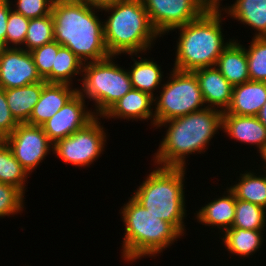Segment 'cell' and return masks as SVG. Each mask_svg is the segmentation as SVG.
Here are the masks:
<instances>
[{"mask_svg":"<svg viewBox=\"0 0 266 266\" xmlns=\"http://www.w3.org/2000/svg\"><path fill=\"white\" fill-rule=\"evenodd\" d=\"M83 65L84 63L70 49L60 46L52 71L43 80L47 83H64L74 86L73 80L75 81L77 76H80V79L76 81L81 82Z\"/></svg>","mask_w":266,"mask_h":266,"instance_id":"484cf974","label":"cell"},{"mask_svg":"<svg viewBox=\"0 0 266 266\" xmlns=\"http://www.w3.org/2000/svg\"><path fill=\"white\" fill-rule=\"evenodd\" d=\"M259 156L261 157L260 158V160L262 161L261 163H262V165L260 166L261 167V169H260V167H259V169L258 170H265L266 169V146L265 147H263L262 149H261V151L259 152ZM263 162H264V164H263ZM263 167V168H262Z\"/></svg>","mask_w":266,"mask_h":266,"instance_id":"f35d334b","label":"cell"},{"mask_svg":"<svg viewBox=\"0 0 266 266\" xmlns=\"http://www.w3.org/2000/svg\"><path fill=\"white\" fill-rule=\"evenodd\" d=\"M86 102L76 92L54 116L41 125L53 144L84 128L96 117Z\"/></svg>","mask_w":266,"mask_h":266,"instance_id":"7c38bea8","label":"cell"},{"mask_svg":"<svg viewBox=\"0 0 266 266\" xmlns=\"http://www.w3.org/2000/svg\"><path fill=\"white\" fill-rule=\"evenodd\" d=\"M266 230H248L243 228H229L218 237L228 254L239 256L238 258H249L254 256L262 248ZM264 237V238H263Z\"/></svg>","mask_w":266,"mask_h":266,"instance_id":"603a6c76","label":"cell"},{"mask_svg":"<svg viewBox=\"0 0 266 266\" xmlns=\"http://www.w3.org/2000/svg\"><path fill=\"white\" fill-rule=\"evenodd\" d=\"M229 5H218L228 15L225 14L226 18L237 20L253 29V37H266V0H234Z\"/></svg>","mask_w":266,"mask_h":266,"instance_id":"d6986e66","label":"cell"},{"mask_svg":"<svg viewBox=\"0 0 266 266\" xmlns=\"http://www.w3.org/2000/svg\"><path fill=\"white\" fill-rule=\"evenodd\" d=\"M11 7L10 0H0V49L6 48V28Z\"/></svg>","mask_w":266,"mask_h":266,"instance_id":"d590c367","label":"cell"},{"mask_svg":"<svg viewBox=\"0 0 266 266\" xmlns=\"http://www.w3.org/2000/svg\"><path fill=\"white\" fill-rule=\"evenodd\" d=\"M132 197L145 209L186 235L185 174L187 168L153 165ZM185 234V235H184Z\"/></svg>","mask_w":266,"mask_h":266,"instance_id":"8992f818","label":"cell"},{"mask_svg":"<svg viewBox=\"0 0 266 266\" xmlns=\"http://www.w3.org/2000/svg\"><path fill=\"white\" fill-rule=\"evenodd\" d=\"M41 81L31 52L14 47L0 49V88H18Z\"/></svg>","mask_w":266,"mask_h":266,"instance_id":"4fadbf2b","label":"cell"},{"mask_svg":"<svg viewBox=\"0 0 266 266\" xmlns=\"http://www.w3.org/2000/svg\"><path fill=\"white\" fill-rule=\"evenodd\" d=\"M104 43L110 55L149 53L160 37L142 0H118L101 6Z\"/></svg>","mask_w":266,"mask_h":266,"instance_id":"277c9868","label":"cell"},{"mask_svg":"<svg viewBox=\"0 0 266 266\" xmlns=\"http://www.w3.org/2000/svg\"><path fill=\"white\" fill-rule=\"evenodd\" d=\"M128 56L131 57L133 62V65H131L128 70L132 88L146 92L152 97H155V94L158 93V90L165 81L163 79L164 72L161 66L157 64L154 58H146L144 55L142 56V53L128 54ZM155 90L157 92H155Z\"/></svg>","mask_w":266,"mask_h":266,"instance_id":"44dd1931","label":"cell"},{"mask_svg":"<svg viewBox=\"0 0 266 266\" xmlns=\"http://www.w3.org/2000/svg\"><path fill=\"white\" fill-rule=\"evenodd\" d=\"M54 1L55 0H10V4L12 10L15 12L20 13L26 18L34 19L50 15Z\"/></svg>","mask_w":266,"mask_h":266,"instance_id":"836d02e7","label":"cell"},{"mask_svg":"<svg viewBox=\"0 0 266 266\" xmlns=\"http://www.w3.org/2000/svg\"><path fill=\"white\" fill-rule=\"evenodd\" d=\"M142 2L152 26L160 37L196 20L211 7L207 0H142Z\"/></svg>","mask_w":266,"mask_h":266,"instance_id":"30bf717a","label":"cell"},{"mask_svg":"<svg viewBox=\"0 0 266 266\" xmlns=\"http://www.w3.org/2000/svg\"><path fill=\"white\" fill-rule=\"evenodd\" d=\"M229 183L226 188H224V193L207 201V204L202 205L198 211L194 212V219H196L199 224L205 226H212L213 229H218L217 236L219 237L229 228H232V224L235 218V205L236 197L234 193L228 188ZM221 233V234H220Z\"/></svg>","mask_w":266,"mask_h":266,"instance_id":"9a60e30c","label":"cell"},{"mask_svg":"<svg viewBox=\"0 0 266 266\" xmlns=\"http://www.w3.org/2000/svg\"><path fill=\"white\" fill-rule=\"evenodd\" d=\"M257 118L266 127V102L263 104V107L261 108V110L257 114Z\"/></svg>","mask_w":266,"mask_h":266,"instance_id":"8d00e7d4","label":"cell"},{"mask_svg":"<svg viewBox=\"0 0 266 266\" xmlns=\"http://www.w3.org/2000/svg\"><path fill=\"white\" fill-rule=\"evenodd\" d=\"M30 175L15 159L5 140H0V182L10 184L26 193V183Z\"/></svg>","mask_w":266,"mask_h":266,"instance_id":"4316f807","label":"cell"},{"mask_svg":"<svg viewBox=\"0 0 266 266\" xmlns=\"http://www.w3.org/2000/svg\"><path fill=\"white\" fill-rule=\"evenodd\" d=\"M25 194L17 187L0 182V218L23 213Z\"/></svg>","mask_w":266,"mask_h":266,"instance_id":"4dcf8cb0","label":"cell"},{"mask_svg":"<svg viewBox=\"0 0 266 266\" xmlns=\"http://www.w3.org/2000/svg\"><path fill=\"white\" fill-rule=\"evenodd\" d=\"M215 67L233 86L250 80L245 48L236 38L221 53Z\"/></svg>","mask_w":266,"mask_h":266,"instance_id":"7402d4cb","label":"cell"},{"mask_svg":"<svg viewBox=\"0 0 266 266\" xmlns=\"http://www.w3.org/2000/svg\"><path fill=\"white\" fill-rule=\"evenodd\" d=\"M211 6H218L224 0H207Z\"/></svg>","mask_w":266,"mask_h":266,"instance_id":"ab89813d","label":"cell"},{"mask_svg":"<svg viewBox=\"0 0 266 266\" xmlns=\"http://www.w3.org/2000/svg\"><path fill=\"white\" fill-rule=\"evenodd\" d=\"M222 115V111L206 107L159 123L155 129L165 127L166 130L152 156L153 165L186 168L187 158L192 154H205L211 139L222 131Z\"/></svg>","mask_w":266,"mask_h":266,"instance_id":"6da1fadb","label":"cell"},{"mask_svg":"<svg viewBox=\"0 0 266 266\" xmlns=\"http://www.w3.org/2000/svg\"><path fill=\"white\" fill-rule=\"evenodd\" d=\"M45 80L26 86L6 89V100L18 123H27L33 107L40 99Z\"/></svg>","mask_w":266,"mask_h":266,"instance_id":"d4e9b609","label":"cell"},{"mask_svg":"<svg viewBox=\"0 0 266 266\" xmlns=\"http://www.w3.org/2000/svg\"><path fill=\"white\" fill-rule=\"evenodd\" d=\"M105 129L101 117L96 116L84 128L55 142L52 153L65 164L84 169L90 167L107 146L108 132Z\"/></svg>","mask_w":266,"mask_h":266,"instance_id":"9c48e42d","label":"cell"},{"mask_svg":"<svg viewBox=\"0 0 266 266\" xmlns=\"http://www.w3.org/2000/svg\"><path fill=\"white\" fill-rule=\"evenodd\" d=\"M266 209L236 198L235 218L232 228L266 230Z\"/></svg>","mask_w":266,"mask_h":266,"instance_id":"83f0119b","label":"cell"},{"mask_svg":"<svg viewBox=\"0 0 266 266\" xmlns=\"http://www.w3.org/2000/svg\"><path fill=\"white\" fill-rule=\"evenodd\" d=\"M61 45L53 40L52 42L46 43L41 47L33 49L31 52L34 59V63L38 74L44 79L51 71L55 61V56L58 53Z\"/></svg>","mask_w":266,"mask_h":266,"instance_id":"d6a6232c","label":"cell"},{"mask_svg":"<svg viewBox=\"0 0 266 266\" xmlns=\"http://www.w3.org/2000/svg\"><path fill=\"white\" fill-rule=\"evenodd\" d=\"M113 120L124 119L134 121L150 120L152 128H155L154 97L146 92L131 89L126 95L113 104V106L101 117Z\"/></svg>","mask_w":266,"mask_h":266,"instance_id":"5bb4252c","label":"cell"},{"mask_svg":"<svg viewBox=\"0 0 266 266\" xmlns=\"http://www.w3.org/2000/svg\"><path fill=\"white\" fill-rule=\"evenodd\" d=\"M53 40V17L50 14L30 19L24 45L21 48L30 52Z\"/></svg>","mask_w":266,"mask_h":266,"instance_id":"f546056e","label":"cell"},{"mask_svg":"<svg viewBox=\"0 0 266 266\" xmlns=\"http://www.w3.org/2000/svg\"><path fill=\"white\" fill-rule=\"evenodd\" d=\"M30 19L10 10L6 28V47L21 48L27 34Z\"/></svg>","mask_w":266,"mask_h":266,"instance_id":"1f68e13d","label":"cell"},{"mask_svg":"<svg viewBox=\"0 0 266 266\" xmlns=\"http://www.w3.org/2000/svg\"><path fill=\"white\" fill-rule=\"evenodd\" d=\"M249 46L243 45L247 55L251 81L266 82V37H252Z\"/></svg>","mask_w":266,"mask_h":266,"instance_id":"f1b7e54d","label":"cell"},{"mask_svg":"<svg viewBox=\"0 0 266 266\" xmlns=\"http://www.w3.org/2000/svg\"><path fill=\"white\" fill-rule=\"evenodd\" d=\"M199 83L206 107L225 112L232 101L233 85L215 67L193 71Z\"/></svg>","mask_w":266,"mask_h":266,"instance_id":"2e32d148","label":"cell"},{"mask_svg":"<svg viewBox=\"0 0 266 266\" xmlns=\"http://www.w3.org/2000/svg\"><path fill=\"white\" fill-rule=\"evenodd\" d=\"M258 171L250 168L244 172L241 170L239 178L236 177V181H234L235 184L231 183L228 188L237 199L251 202L266 209V174Z\"/></svg>","mask_w":266,"mask_h":266,"instance_id":"cb8c5ba5","label":"cell"},{"mask_svg":"<svg viewBox=\"0 0 266 266\" xmlns=\"http://www.w3.org/2000/svg\"><path fill=\"white\" fill-rule=\"evenodd\" d=\"M100 6L84 0H55L52 6L53 37L84 64L110 56L104 43Z\"/></svg>","mask_w":266,"mask_h":266,"instance_id":"7a4b0ae2","label":"cell"},{"mask_svg":"<svg viewBox=\"0 0 266 266\" xmlns=\"http://www.w3.org/2000/svg\"><path fill=\"white\" fill-rule=\"evenodd\" d=\"M266 102V82L246 81L233 86L232 101L223 114L257 116Z\"/></svg>","mask_w":266,"mask_h":266,"instance_id":"ffe728a7","label":"cell"},{"mask_svg":"<svg viewBox=\"0 0 266 266\" xmlns=\"http://www.w3.org/2000/svg\"><path fill=\"white\" fill-rule=\"evenodd\" d=\"M92 5H95V6H103V5H106V4H110V3H113L115 1H118V0H84Z\"/></svg>","mask_w":266,"mask_h":266,"instance_id":"74e56055","label":"cell"},{"mask_svg":"<svg viewBox=\"0 0 266 266\" xmlns=\"http://www.w3.org/2000/svg\"><path fill=\"white\" fill-rule=\"evenodd\" d=\"M18 124L9 109L6 100V90L0 88V140H4L11 135Z\"/></svg>","mask_w":266,"mask_h":266,"instance_id":"e575fe53","label":"cell"},{"mask_svg":"<svg viewBox=\"0 0 266 266\" xmlns=\"http://www.w3.org/2000/svg\"><path fill=\"white\" fill-rule=\"evenodd\" d=\"M118 56L109 57L83 65L80 87L77 92L89 103L92 101L93 113L102 117L115 102L126 95L132 84L128 69H124L114 60ZM115 61V62H114ZM95 105V106H94Z\"/></svg>","mask_w":266,"mask_h":266,"instance_id":"52a82bcc","label":"cell"},{"mask_svg":"<svg viewBox=\"0 0 266 266\" xmlns=\"http://www.w3.org/2000/svg\"><path fill=\"white\" fill-rule=\"evenodd\" d=\"M5 142L10 147L15 159L31 175L53 152V143L41 126L19 123Z\"/></svg>","mask_w":266,"mask_h":266,"instance_id":"8fae6325","label":"cell"},{"mask_svg":"<svg viewBox=\"0 0 266 266\" xmlns=\"http://www.w3.org/2000/svg\"><path fill=\"white\" fill-rule=\"evenodd\" d=\"M223 14L219 6H211L196 20L172 30L176 33L178 30L179 36L173 69L193 72L216 65L221 53L235 39L224 38Z\"/></svg>","mask_w":266,"mask_h":266,"instance_id":"3957f363","label":"cell"},{"mask_svg":"<svg viewBox=\"0 0 266 266\" xmlns=\"http://www.w3.org/2000/svg\"><path fill=\"white\" fill-rule=\"evenodd\" d=\"M222 131L227 137L257 148V153L266 146V127L257 116L222 115Z\"/></svg>","mask_w":266,"mask_h":266,"instance_id":"e0dca14e","label":"cell"},{"mask_svg":"<svg viewBox=\"0 0 266 266\" xmlns=\"http://www.w3.org/2000/svg\"><path fill=\"white\" fill-rule=\"evenodd\" d=\"M76 92L77 87L73 85L46 82L27 124L41 126L54 116Z\"/></svg>","mask_w":266,"mask_h":266,"instance_id":"ac0fdd59","label":"cell"},{"mask_svg":"<svg viewBox=\"0 0 266 266\" xmlns=\"http://www.w3.org/2000/svg\"><path fill=\"white\" fill-rule=\"evenodd\" d=\"M119 211L125 226L121 258L128 264L144 257L159 256L182 237L170 223L157 218L132 196Z\"/></svg>","mask_w":266,"mask_h":266,"instance_id":"5b68a950","label":"cell"},{"mask_svg":"<svg viewBox=\"0 0 266 266\" xmlns=\"http://www.w3.org/2000/svg\"><path fill=\"white\" fill-rule=\"evenodd\" d=\"M154 97L155 127L162 122L206 108L196 75L171 69Z\"/></svg>","mask_w":266,"mask_h":266,"instance_id":"ba28073f","label":"cell"}]
</instances>
